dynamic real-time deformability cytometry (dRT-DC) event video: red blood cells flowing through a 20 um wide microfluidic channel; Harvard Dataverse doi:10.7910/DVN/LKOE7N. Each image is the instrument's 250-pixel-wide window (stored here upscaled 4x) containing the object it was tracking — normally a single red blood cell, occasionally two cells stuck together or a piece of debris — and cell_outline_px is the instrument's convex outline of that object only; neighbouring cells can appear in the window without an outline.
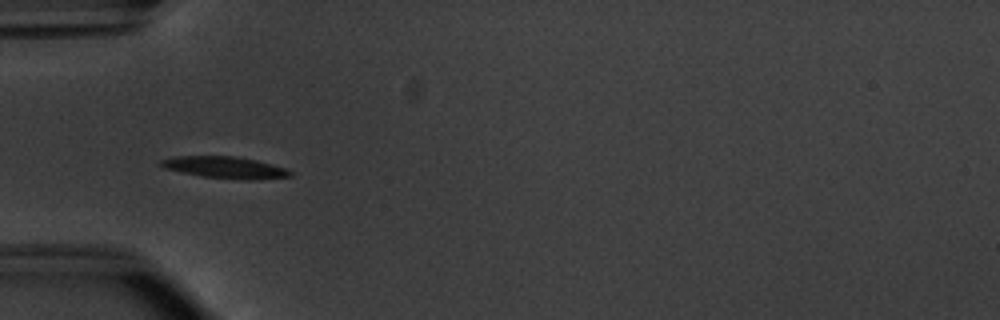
{"species": "common noctule bat (a hibernating species)", "species_latin": "Nyctalus noctula", "temperature_condition": "warm", "stored_images_in_passage": 38, "camera_frame_rate_fps": 3000, "um_per_image_px": 0.085, "animal": {"sex": "male", "body_mass_g": 20.1, "forearm_length_mm": 53.5}, "frame": {"image": 1, "passage_image": 2, "time_ms": 0.333, "image_size_px": [1000, 320], "cell_outline_px": [[292, 176], [252, 180], [244, 180], [200, 176], [180, 172], [164, 168], [156, 164], [160, 160], [176, 156], [236, 156], [256, 160], [272, 164], [284, 168], [292, 172]], "centroid_in_image_um": [19.08, 14.23], "position_along_channel_um": 65.9, "area_um2": 16.47}}
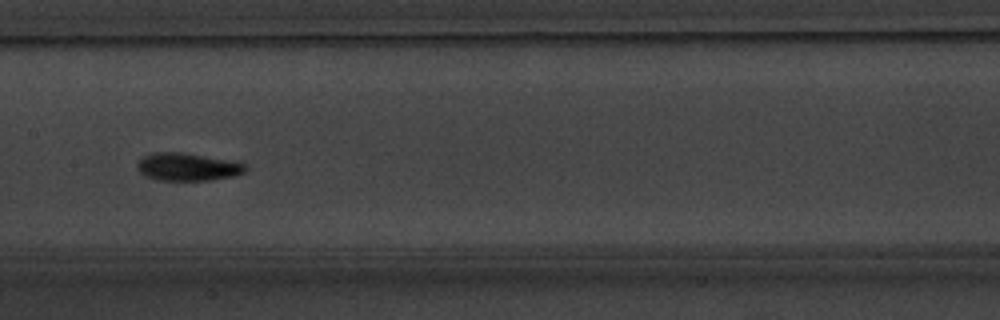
{"frame": {"image": 2, "passage_image": 12, "time_ms": 3.667, "image_size_px": [1000, 320], "cell_outline_px": [[248, 168], [244, 172], [236, 176], [212, 180], [156, 180], [144, 176], [136, 168], [136, 164], [144, 156], [152, 152], [184, 152], [236, 160], [248, 164]], "centroid_in_image_um": [16.0, 14.17], "position_along_channel_um": 191.4, "area_um2": 18.09}}
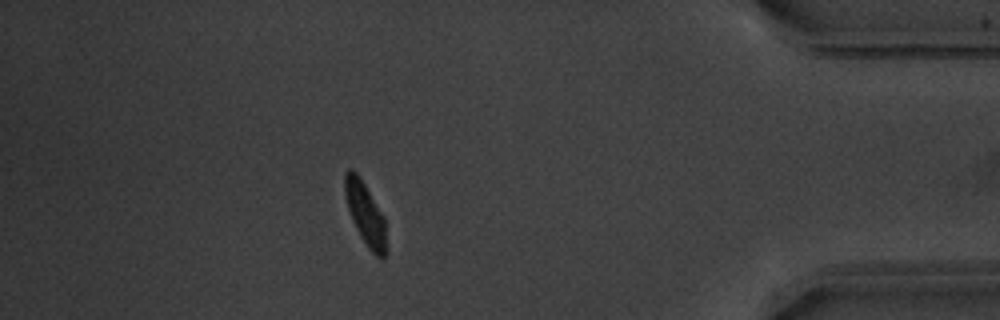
{"frame": {"image": 3, "passage_image": 32, "time_ms": 10.333, "image_size_px": [1000, 320], "cell_outline_px": [[384, 256], [380, 260], [368, 248], [360, 236], [352, 220], [344, 196], [344, 172], [348, 168], [352, 168], [360, 176], [384, 216]], "centroid_in_image_um": [30.99, 18.08], "position_along_channel_um": 404.2, "area_um2": 14.97}, "authors_computed_cell_mechanics": {"area_um2": 15.8372, "velocity_mm_per_s": 3.7969, "shape_relaxation_time_tau1_ms": 2.081, "shape_relaxation_time_tau2_ms": 2.5388, "deformation_change_tau1": 0.1504, "deformation_change_tau2": 0.0694}}